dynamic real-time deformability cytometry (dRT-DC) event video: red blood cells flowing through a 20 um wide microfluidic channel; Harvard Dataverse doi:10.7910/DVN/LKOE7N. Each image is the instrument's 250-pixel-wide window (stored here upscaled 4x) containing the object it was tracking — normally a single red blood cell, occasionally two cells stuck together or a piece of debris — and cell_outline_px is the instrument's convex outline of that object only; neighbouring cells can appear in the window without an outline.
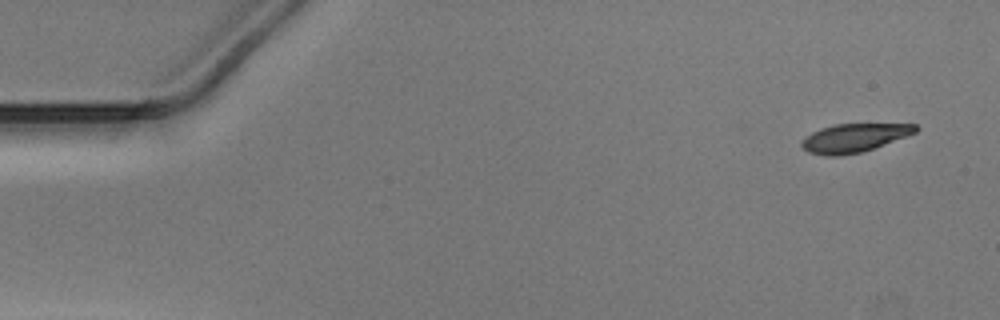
{"species": "Egyptian fruit bat (a non-hibernating species)", "species_latin": "Rousettus aegyptiacus", "temperature_condition": "warm", "stored_images_in_passage": 8, "camera_frame_rate_fps": 3000, "um_per_image_px": 0.085, "animal": {"sex": "male"}, "frame": {"image": 1, "passage_image": 1, "time_ms": 0.0, "image_size_px": [1000, 320], "cell_outline_px": [[920, 128], [916, 132], [872, 148], [860, 152], [836, 156], [824, 156], [808, 152], [800, 144], [800, 140], [812, 132], [820, 128], [836, 124], [916, 124]], "centroid_in_image_um": [72.54, 11.71], "position_along_channel_um": 12.5, "area_um2": 18.67}}